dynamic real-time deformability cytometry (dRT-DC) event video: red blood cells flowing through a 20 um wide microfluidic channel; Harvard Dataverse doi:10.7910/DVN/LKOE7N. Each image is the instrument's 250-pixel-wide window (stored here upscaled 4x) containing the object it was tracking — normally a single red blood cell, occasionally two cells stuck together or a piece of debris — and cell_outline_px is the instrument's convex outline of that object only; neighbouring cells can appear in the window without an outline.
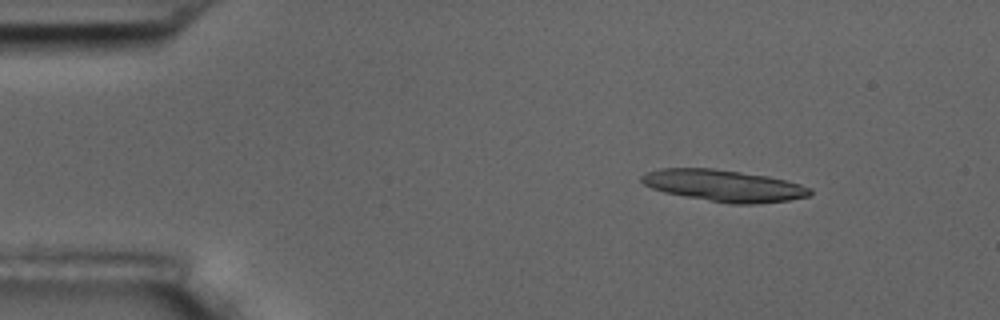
{"species": "common noctule bat (a hibernating species)", "species_latin": "Nyctalus noctula", "temperature_condition": "room temperature", "stored_images_in_passage": 7, "segment_of_instrument_passage": [1, 2], "camera_frame_rate_fps": 3000, "um_per_image_px": 0.085, "animal": {"sex": "male", "body_mass_g": 17.5, "forearm_length_mm": 52.3}, "frame": {"image": 1, "passage_image": 3, "time_ms": 2.333, "image_size_px": [1000, 320], "cell_outline_px": [[812, 192], [808, 196], [788, 200], [752, 204], [732, 204], [684, 196], [664, 192], [652, 188], [644, 184], [640, 180], [640, 176], [644, 172], [660, 168], [712, 168], [768, 176], [800, 184], [812, 188]], "centroid_in_image_um": [61.49, 15.77], "position_along_channel_um": 23.5, "area_um2": 30.98}}